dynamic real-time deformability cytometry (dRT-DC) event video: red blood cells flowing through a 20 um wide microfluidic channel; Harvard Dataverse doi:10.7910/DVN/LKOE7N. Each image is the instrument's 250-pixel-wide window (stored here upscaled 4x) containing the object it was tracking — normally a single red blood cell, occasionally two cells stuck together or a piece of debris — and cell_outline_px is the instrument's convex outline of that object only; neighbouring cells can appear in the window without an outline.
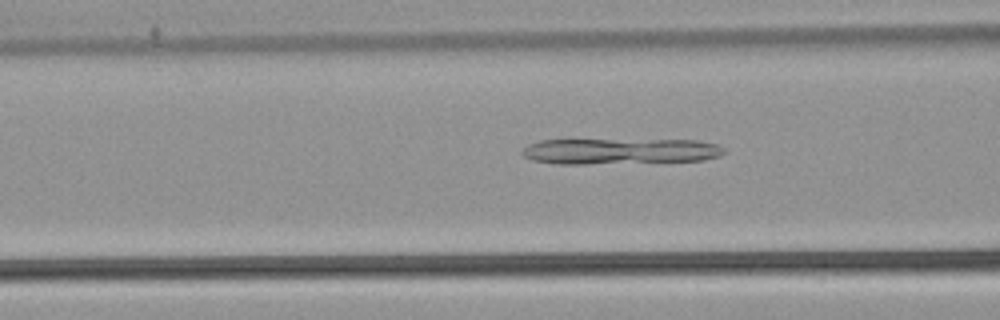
{"species": "common noctule bat (a hibernating species)", "species_latin": "Nyctalus noctula", "temperature_condition": "warm", "stored_images_in_passage": 23, "camera_frame_rate_fps": 3000, "um_per_image_px": 0.085, "animal": {"sex": "male", "body_mass_g": 21.5, "forearm_length_mm": 52.0}, "frame": {"image": 1, "passage_image": 5, "time_ms": 1.333, "image_size_px": [1000, 320], "cell_outline_px": [[724, 152], [720, 156], [704, 160], [588, 164], [556, 164], [532, 160], [524, 156], [520, 152], [528, 144], [540, 140], [696, 140], [720, 144], [724, 148]], "centroid_in_image_um": [52.7, 12.85], "position_along_channel_um": 113.9, "area_um2": 30.58}}
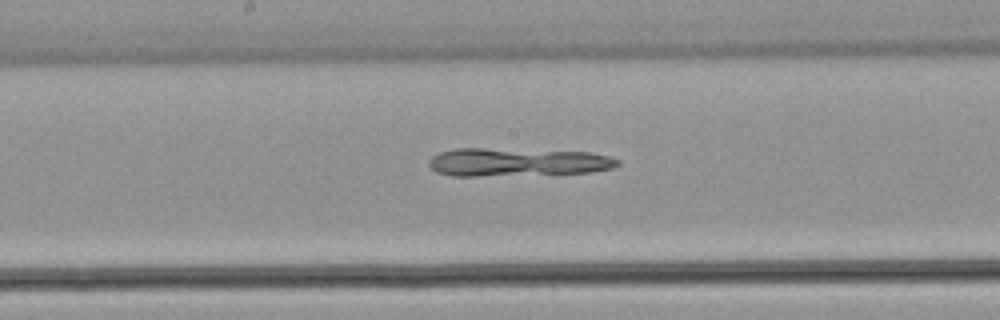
{"frame": {"image": 2, "passage_image": 12, "time_ms": 3.667, "image_size_px": [1000, 320], "cell_outline_px": [[620, 164], [612, 168], [592, 172], [476, 176], [452, 176], [436, 172], [428, 164], [428, 160], [432, 156], [440, 152], [456, 148], [484, 148], [592, 152], [608, 156], [620, 160]], "centroid_in_image_um": [43.95, 13.77], "position_along_channel_um": 204.2, "area_um2": 31.04}}
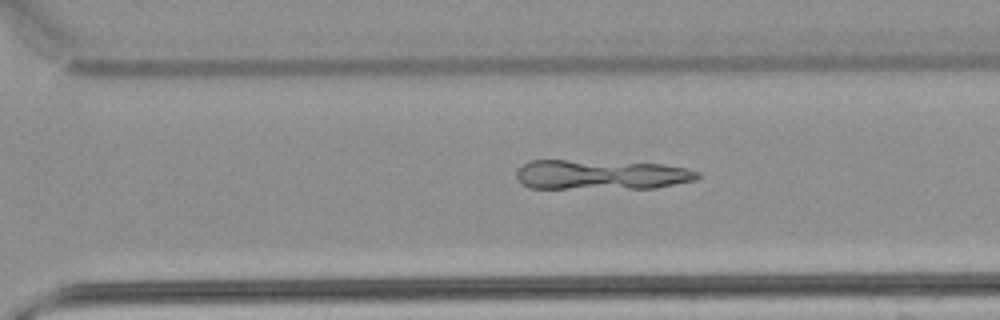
{"frame": {"image": 3, "passage_image": 21, "time_ms": 6.667, "image_size_px": [1000, 320], "cell_outline_px": [[700, 176], [696, 180], [656, 188], [528, 188], [520, 184], [516, 176], [516, 172], [524, 164], [532, 160], [568, 160], [664, 164], [684, 168], [700, 172]], "centroid_in_image_um": [51.08, 14.85], "position_along_channel_um": 319.5, "area_um2": 31.44}}